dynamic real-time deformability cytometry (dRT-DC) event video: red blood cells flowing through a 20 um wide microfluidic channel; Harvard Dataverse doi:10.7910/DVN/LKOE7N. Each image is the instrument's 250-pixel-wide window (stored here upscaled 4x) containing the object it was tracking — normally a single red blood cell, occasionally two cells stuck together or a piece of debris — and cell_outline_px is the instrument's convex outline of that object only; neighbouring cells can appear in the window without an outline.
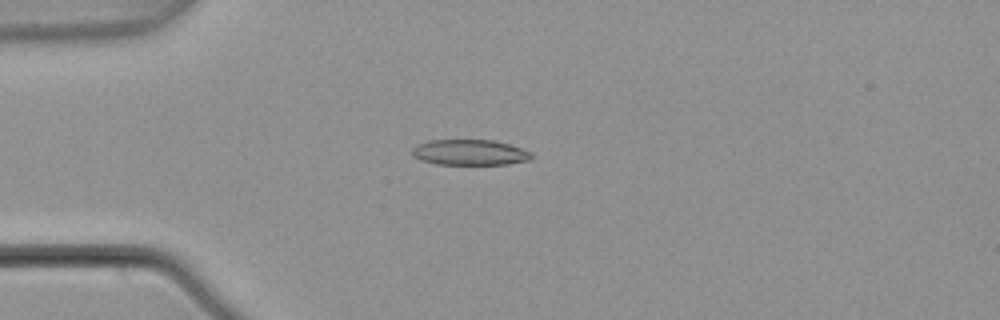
{"species": "common noctule bat (a hibernating species)", "species_latin": "Nyctalus noctula", "temperature_condition": "warm", "stored_images_in_passage": 5, "camera_frame_rate_fps": 3000, "um_per_image_px": 0.085, "animal": {"sex": "male", "body_mass_g": 21.5, "forearm_length_mm": 52.0}, "frame": {"image": 1, "passage_image": 4, "time_ms": 1.0, "image_size_px": [1000, 320], "cell_outline_px": [[532, 156], [528, 160], [508, 164], [436, 164], [420, 160], [412, 152], [412, 148], [416, 144], [428, 140], [492, 140], [508, 144], [532, 152]], "centroid_in_image_um": [39.91, 12.95], "position_along_channel_um": 45.1, "area_um2": 17.69}}
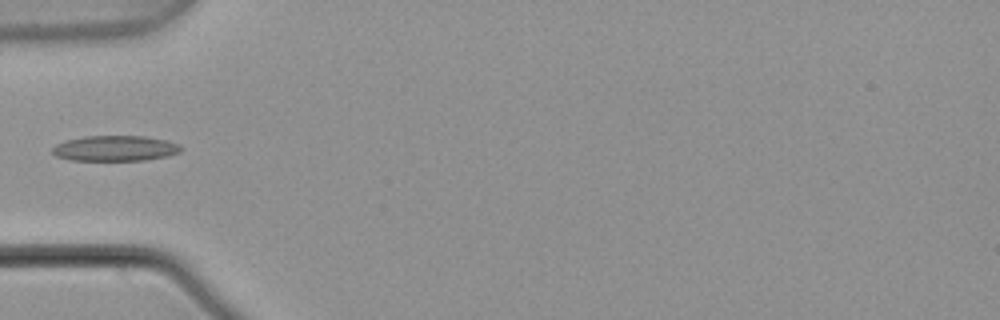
{"frame": {"image": 2, "passage_image": 5, "time_ms": 1.333, "image_size_px": [1000, 320], "cell_outline_px": [[184, 148], [180, 152], [168, 156], [144, 160], [72, 160], [56, 156], [52, 152], [52, 148], [56, 144], [68, 140], [84, 136], [144, 136], [164, 140], [180, 144]], "centroid_in_image_um": [9.82, 12.61], "position_along_channel_um": 75.2, "area_um2": 19.02}}